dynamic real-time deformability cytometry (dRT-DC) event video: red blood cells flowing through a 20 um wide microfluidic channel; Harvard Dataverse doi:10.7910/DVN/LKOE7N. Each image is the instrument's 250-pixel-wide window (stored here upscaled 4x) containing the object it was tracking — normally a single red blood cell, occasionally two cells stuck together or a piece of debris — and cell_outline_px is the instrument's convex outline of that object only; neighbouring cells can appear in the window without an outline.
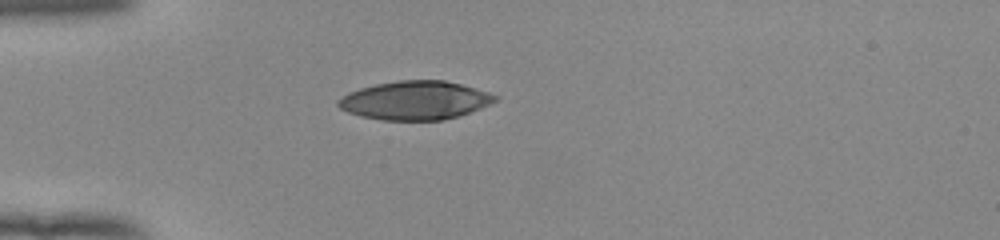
{"species": "human", "species_latin": "Homo sapiens", "temperature_condition": "room temperature", "stored_images_in_passage": 33, "camera_frame_rate_fps": 3000, "um_per_image_px": 0.085, "donor": {"sex": "female"}, "frame": {"image": 1, "passage_image": 1, "time_ms": 0.0, "image_size_px": [1000, 240], "cell_outline_px": [[500, 96], [496, 100], [480, 108], [460, 116], [444, 120], [384, 120], [360, 116], [348, 112], [340, 108], [336, 104], [336, 100], [340, 96], [348, 92], [360, 88], [376, 84], [400, 80], [444, 80], [460, 84], [488, 92]], "centroid_in_image_um": [35.25, 8.53], "position_along_channel_um": 49.8, "area_um2": 35.37}}
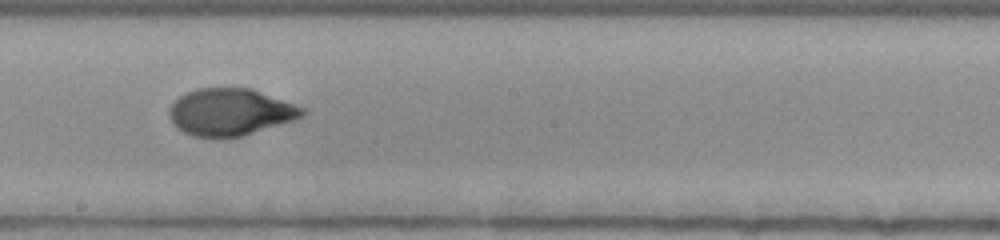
{"frame": {"image": 2, "passage_image": 16, "time_ms": 5.0, "image_size_px": [1000, 240], "cell_outline_px": [[308, 112], [304, 116], [296, 120], [240, 136], [192, 136], [176, 128], [168, 116], [168, 108], [184, 92], [196, 88], [252, 88], [308, 108]], "centroid_in_image_um": [19.62, 9.5], "position_along_channel_um": 228.6, "area_um2": 36.76}}
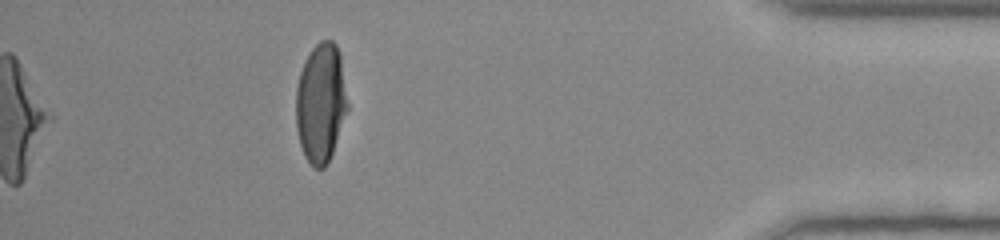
{"frame": {"image": 3, "passage_image": 33, "time_ms": 10.667, "image_size_px": [1000, 240], "cell_outline_px": [[348, 108], [332, 152], [324, 168], [312, 168], [304, 156], [300, 144], [296, 128], [296, 88], [300, 72], [304, 60], [308, 52], [320, 40], [332, 40], [336, 44], [340, 60], [348, 104]], "centroid_in_image_um": [27.23, 8.75], "position_along_channel_um": 408.0, "area_um2": 35.72}, "authors_computed_cell_mechanics": {"area_um2": 37.2232, "velocity_mm_per_s": 3.9434, "shape_relaxation_time_tau1_ms": 5.6223, "shape_relaxation_time_tau2_ms": 0.8157, "deformation_change_tau1": 0.2391, "deformation_change_tau2": 0.0488}}